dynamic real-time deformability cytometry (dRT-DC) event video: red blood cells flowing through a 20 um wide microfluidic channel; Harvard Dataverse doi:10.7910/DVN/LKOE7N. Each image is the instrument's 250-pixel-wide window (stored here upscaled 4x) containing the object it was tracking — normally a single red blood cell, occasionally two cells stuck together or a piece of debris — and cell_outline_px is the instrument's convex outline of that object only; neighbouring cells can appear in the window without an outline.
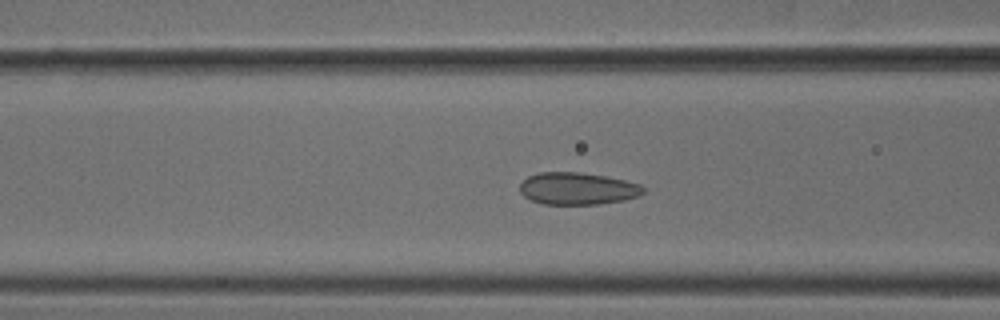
{"species": "common noctule bat (a hibernating species)", "species_latin": "Nyctalus noctula", "temperature_condition": "cold", "stored_images_in_passage": 53, "camera_frame_rate_fps": 3000, "um_per_image_px": 0.085, "animal": {"sex": "male", "body_mass_g": 18.8}, "frame": {"image": 1, "passage_image": 21, "time_ms": 6.667, "image_size_px": [1000, 320], "cell_outline_px": [[644, 192], [640, 196], [624, 200], [600, 204], [544, 204], [532, 200], [524, 196], [520, 192], [520, 184], [528, 176], [540, 172], [580, 172], [608, 176], [640, 184], [644, 188]], "centroid_in_image_um": [49.11, 16.02], "position_along_channel_um": 117.5, "area_um2": 23.24}}
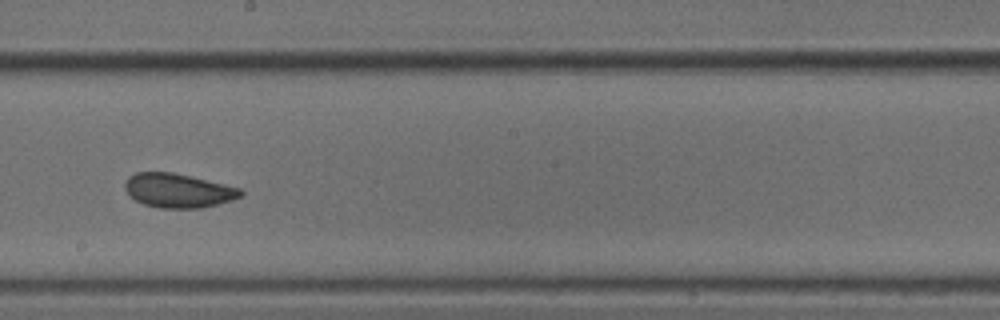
{"frame": {"image": 2, "passage_image": 30, "time_ms": 9.667, "image_size_px": [1000, 320], "cell_outline_px": [[244, 192], [240, 196], [232, 200], [200, 208], [160, 208], [144, 204], [136, 200], [124, 188], [124, 184], [128, 176], [136, 172], [172, 172], [240, 188]], "centroid_in_image_um": [15.12, 16.19], "position_along_channel_um": 233.1, "area_um2": 22.72}}
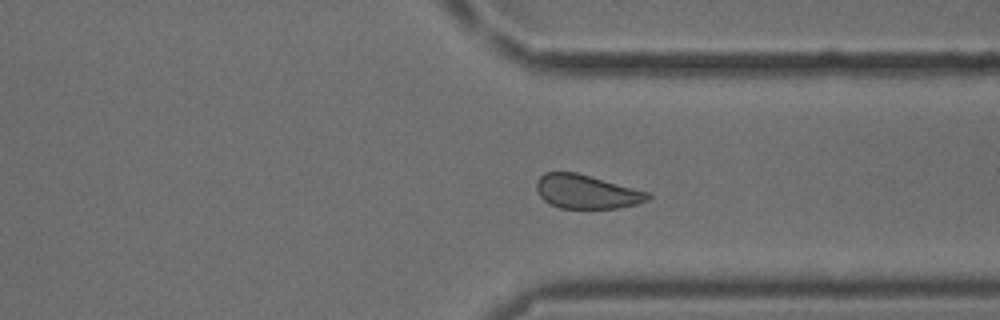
{"frame": {"image": 3, "passage_image": 40, "time_ms": 13.0, "image_size_px": [1000, 320], "cell_outline_px": [[652, 196], [648, 200], [636, 204], [620, 208], [560, 208], [548, 204], [540, 196], [536, 188], [536, 180], [544, 172], [576, 172], [652, 192]], "centroid_in_image_um": [49.88, 16.29], "position_along_channel_um": 361.5, "area_um2": 22.31}, "authors_computed_cell_mechanics": {"area_um2": 23.0622, "velocity_mm_per_s": 3.853, "shape_relaxation_time_tau1_ms": 5.9882, "shape_relaxation_time_tau2_ms": 1.7433, "deformation_change_tau1": 0.0724, "deformation_change_tau2": 0.0542}}